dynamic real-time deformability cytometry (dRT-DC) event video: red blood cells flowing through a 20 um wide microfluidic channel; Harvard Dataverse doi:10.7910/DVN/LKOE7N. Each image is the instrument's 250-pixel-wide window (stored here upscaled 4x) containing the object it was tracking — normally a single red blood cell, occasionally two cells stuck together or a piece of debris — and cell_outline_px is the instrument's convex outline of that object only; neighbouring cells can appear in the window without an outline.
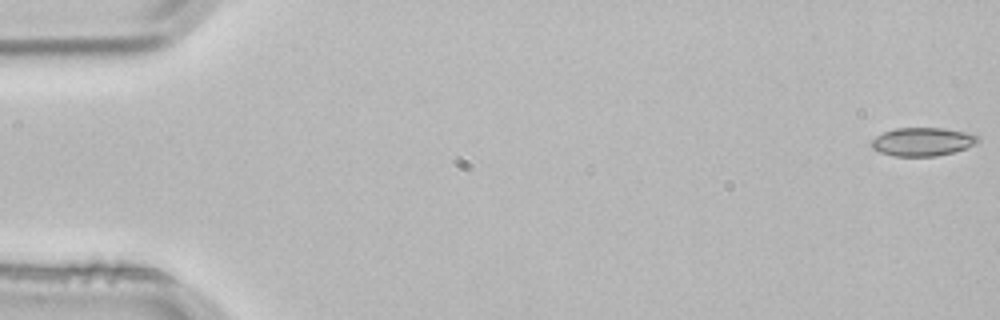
{"species": "common noctule bat (a hibernating species)", "species_latin": "Nyctalus noctula", "temperature_condition": "room temperature", "stored_images_in_passage": 3, "camera_frame_rate_fps": 3000, "um_per_image_px": 0.085, "animal": {"sex": "male", "body_mass_g": 21.5, "forearm_length_mm": 52.0}, "frame": {"image": 1, "passage_image": 1, "time_ms": 0.0, "image_size_px": [1000, 320], "cell_outline_px": [[980, 140], [964, 148], [952, 152], [936, 156], [892, 156], [880, 152], [872, 148], [872, 140], [876, 136], [884, 132], [896, 128], [944, 128], [968, 132], [980, 136]], "centroid_in_image_um": [78.41, 12.04], "position_along_channel_um": 6.6, "area_um2": 17.51}}